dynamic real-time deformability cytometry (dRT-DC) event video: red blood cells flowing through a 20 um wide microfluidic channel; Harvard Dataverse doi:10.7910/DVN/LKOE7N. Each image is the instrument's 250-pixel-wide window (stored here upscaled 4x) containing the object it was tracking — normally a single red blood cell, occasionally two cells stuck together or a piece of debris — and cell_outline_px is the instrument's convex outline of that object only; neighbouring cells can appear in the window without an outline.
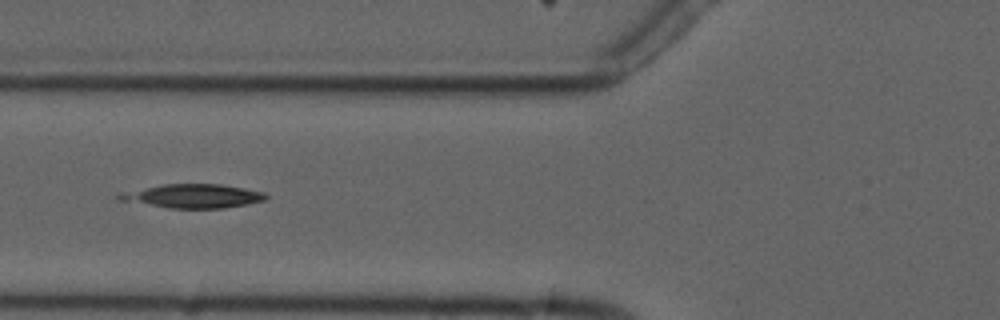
{"species": "common noctule bat (a hibernating species)", "species_latin": "Nyctalus noctula", "temperature_condition": "cold", "stored_images_in_passage": 6, "camera_frame_rate_fps": 3000, "um_per_image_px": 0.085, "animal": {"sex": "male", "forearm_length_mm": 52.5}, "frame": {"image": 1, "passage_image": 6, "time_ms": 5.667, "image_size_px": [1000, 320], "cell_outline_px": [[268, 196], [264, 200], [248, 204], [224, 208], [168, 208], [116, 200], [116, 196], [120, 192], [164, 184], [220, 184], [244, 188], [264, 192]], "centroid_in_image_um": [16.35, 16.67], "position_along_channel_um": 109.4, "area_um2": 20.46}}